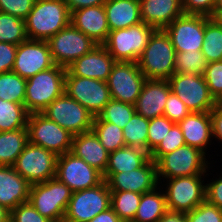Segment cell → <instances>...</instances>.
<instances>
[{
  "instance_id": "obj_2",
  "label": "cell",
  "mask_w": 222,
  "mask_h": 222,
  "mask_svg": "<svg viewBox=\"0 0 222 222\" xmlns=\"http://www.w3.org/2000/svg\"><path fill=\"white\" fill-rule=\"evenodd\" d=\"M176 50L165 30H155L137 63L146 79L168 80L174 74Z\"/></svg>"
},
{
  "instance_id": "obj_56",
  "label": "cell",
  "mask_w": 222,
  "mask_h": 222,
  "mask_svg": "<svg viewBox=\"0 0 222 222\" xmlns=\"http://www.w3.org/2000/svg\"><path fill=\"white\" fill-rule=\"evenodd\" d=\"M215 103L218 106H222V93L215 99Z\"/></svg>"
},
{
  "instance_id": "obj_16",
  "label": "cell",
  "mask_w": 222,
  "mask_h": 222,
  "mask_svg": "<svg viewBox=\"0 0 222 222\" xmlns=\"http://www.w3.org/2000/svg\"><path fill=\"white\" fill-rule=\"evenodd\" d=\"M145 81L137 62L116 61L107 84L112 99L135 105Z\"/></svg>"
},
{
  "instance_id": "obj_38",
  "label": "cell",
  "mask_w": 222,
  "mask_h": 222,
  "mask_svg": "<svg viewBox=\"0 0 222 222\" xmlns=\"http://www.w3.org/2000/svg\"><path fill=\"white\" fill-rule=\"evenodd\" d=\"M207 64L201 50L176 52L174 73L203 75Z\"/></svg>"
},
{
  "instance_id": "obj_43",
  "label": "cell",
  "mask_w": 222,
  "mask_h": 222,
  "mask_svg": "<svg viewBox=\"0 0 222 222\" xmlns=\"http://www.w3.org/2000/svg\"><path fill=\"white\" fill-rule=\"evenodd\" d=\"M9 222H53V221L38 213L37 210L28 201L19 204L16 208L10 211Z\"/></svg>"
},
{
  "instance_id": "obj_26",
  "label": "cell",
  "mask_w": 222,
  "mask_h": 222,
  "mask_svg": "<svg viewBox=\"0 0 222 222\" xmlns=\"http://www.w3.org/2000/svg\"><path fill=\"white\" fill-rule=\"evenodd\" d=\"M178 125L183 132L185 144L204 152L211 136L213 137L210 112H191Z\"/></svg>"
},
{
  "instance_id": "obj_1",
  "label": "cell",
  "mask_w": 222,
  "mask_h": 222,
  "mask_svg": "<svg viewBox=\"0 0 222 222\" xmlns=\"http://www.w3.org/2000/svg\"><path fill=\"white\" fill-rule=\"evenodd\" d=\"M71 13L65 0H35L24 19L26 35L31 40H45L70 24Z\"/></svg>"
},
{
  "instance_id": "obj_48",
  "label": "cell",
  "mask_w": 222,
  "mask_h": 222,
  "mask_svg": "<svg viewBox=\"0 0 222 222\" xmlns=\"http://www.w3.org/2000/svg\"><path fill=\"white\" fill-rule=\"evenodd\" d=\"M18 45L0 42V73L12 71Z\"/></svg>"
},
{
  "instance_id": "obj_22",
  "label": "cell",
  "mask_w": 222,
  "mask_h": 222,
  "mask_svg": "<svg viewBox=\"0 0 222 222\" xmlns=\"http://www.w3.org/2000/svg\"><path fill=\"white\" fill-rule=\"evenodd\" d=\"M70 23L98 45L106 42L110 32L104 5L74 10Z\"/></svg>"
},
{
  "instance_id": "obj_12",
  "label": "cell",
  "mask_w": 222,
  "mask_h": 222,
  "mask_svg": "<svg viewBox=\"0 0 222 222\" xmlns=\"http://www.w3.org/2000/svg\"><path fill=\"white\" fill-rule=\"evenodd\" d=\"M168 81L171 91L190 112H211L216 105L203 75L174 73Z\"/></svg>"
},
{
  "instance_id": "obj_9",
  "label": "cell",
  "mask_w": 222,
  "mask_h": 222,
  "mask_svg": "<svg viewBox=\"0 0 222 222\" xmlns=\"http://www.w3.org/2000/svg\"><path fill=\"white\" fill-rule=\"evenodd\" d=\"M58 156L49 150L27 143L13 165L28 183H42L55 178Z\"/></svg>"
},
{
  "instance_id": "obj_45",
  "label": "cell",
  "mask_w": 222,
  "mask_h": 222,
  "mask_svg": "<svg viewBox=\"0 0 222 222\" xmlns=\"http://www.w3.org/2000/svg\"><path fill=\"white\" fill-rule=\"evenodd\" d=\"M190 113L185 104L171 91L166 101L163 116H166L171 122L178 124Z\"/></svg>"
},
{
  "instance_id": "obj_35",
  "label": "cell",
  "mask_w": 222,
  "mask_h": 222,
  "mask_svg": "<svg viewBox=\"0 0 222 222\" xmlns=\"http://www.w3.org/2000/svg\"><path fill=\"white\" fill-rule=\"evenodd\" d=\"M26 81L14 71L0 73V99L24 105Z\"/></svg>"
},
{
  "instance_id": "obj_33",
  "label": "cell",
  "mask_w": 222,
  "mask_h": 222,
  "mask_svg": "<svg viewBox=\"0 0 222 222\" xmlns=\"http://www.w3.org/2000/svg\"><path fill=\"white\" fill-rule=\"evenodd\" d=\"M148 126L149 119L135 113L122 129L126 146L142 149L150 155L147 147Z\"/></svg>"
},
{
  "instance_id": "obj_3",
  "label": "cell",
  "mask_w": 222,
  "mask_h": 222,
  "mask_svg": "<svg viewBox=\"0 0 222 222\" xmlns=\"http://www.w3.org/2000/svg\"><path fill=\"white\" fill-rule=\"evenodd\" d=\"M66 71L55 65L27 79L24 106L30 114L41 113L65 92Z\"/></svg>"
},
{
  "instance_id": "obj_7",
  "label": "cell",
  "mask_w": 222,
  "mask_h": 222,
  "mask_svg": "<svg viewBox=\"0 0 222 222\" xmlns=\"http://www.w3.org/2000/svg\"><path fill=\"white\" fill-rule=\"evenodd\" d=\"M111 207V191L106 181L96 187L72 192L63 222H89Z\"/></svg>"
},
{
  "instance_id": "obj_20",
  "label": "cell",
  "mask_w": 222,
  "mask_h": 222,
  "mask_svg": "<svg viewBox=\"0 0 222 222\" xmlns=\"http://www.w3.org/2000/svg\"><path fill=\"white\" fill-rule=\"evenodd\" d=\"M116 60L109 54L104 45H97L87 54L81 56L67 67V70L78 77H86L107 82Z\"/></svg>"
},
{
  "instance_id": "obj_44",
  "label": "cell",
  "mask_w": 222,
  "mask_h": 222,
  "mask_svg": "<svg viewBox=\"0 0 222 222\" xmlns=\"http://www.w3.org/2000/svg\"><path fill=\"white\" fill-rule=\"evenodd\" d=\"M203 77L211 95L216 99L222 93V61L208 63Z\"/></svg>"
},
{
  "instance_id": "obj_4",
  "label": "cell",
  "mask_w": 222,
  "mask_h": 222,
  "mask_svg": "<svg viewBox=\"0 0 222 222\" xmlns=\"http://www.w3.org/2000/svg\"><path fill=\"white\" fill-rule=\"evenodd\" d=\"M72 191L56 177L30 186L29 202L42 216L63 222Z\"/></svg>"
},
{
  "instance_id": "obj_15",
  "label": "cell",
  "mask_w": 222,
  "mask_h": 222,
  "mask_svg": "<svg viewBox=\"0 0 222 222\" xmlns=\"http://www.w3.org/2000/svg\"><path fill=\"white\" fill-rule=\"evenodd\" d=\"M202 175L183 176L169 179L165 191L168 211L187 213L206 200V186Z\"/></svg>"
},
{
  "instance_id": "obj_34",
  "label": "cell",
  "mask_w": 222,
  "mask_h": 222,
  "mask_svg": "<svg viewBox=\"0 0 222 222\" xmlns=\"http://www.w3.org/2000/svg\"><path fill=\"white\" fill-rule=\"evenodd\" d=\"M92 130L109 153L126 147L123 130L116 124L102 121L96 116L93 120Z\"/></svg>"
},
{
  "instance_id": "obj_17",
  "label": "cell",
  "mask_w": 222,
  "mask_h": 222,
  "mask_svg": "<svg viewBox=\"0 0 222 222\" xmlns=\"http://www.w3.org/2000/svg\"><path fill=\"white\" fill-rule=\"evenodd\" d=\"M176 52L202 50L205 33V16L183 14L165 29Z\"/></svg>"
},
{
  "instance_id": "obj_32",
  "label": "cell",
  "mask_w": 222,
  "mask_h": 222,
  "mask_svg": "<svg viewBox=\"0 0 222 222\" xmlns=\"http://www.w3.org/2000/svg\"><path fill=\"white\" fill-rule=\"evenodd\" d=\"M208 63L222 61V25L212 17L205 16V33L202 46Z\"/></svg>"
},
{
  "instance_id": "obj_57",
  "label": "cell",
  "mask_w": 222,
  "mask_h": 222,
  "mask_svg": "<svg viewBox=\"0 0 222 222\" xmlns=\"http://www.w3.org/2000/svg\"><path fill=\"white\" fill-rule=\"evenodd\" d=\"M222 9V0H216L215 10Z\"/></svg>"
},
{
  "instance_id": "obj_54",
  "label": "cell",
  "mask_w": 222,
  "mask_h": 222,
  "mask_svg": "<svg viewBox=\"0 0 222 222\" xmlns=\"http://www.w3.org/2000/svg\"><path fill=\"white\" fill-rule=\"evenodd\" d=\"M10 211L0 204V222H9Z\"/></svg>"
},
{
  "instance_id": "obj_49",
  "label": "cell",
  "mask_w": 222,
  "mask_h": 222,
  "mask_svg": "<svg viewBox=\"0 0 222 222\" xmlns=\"http://www.w3.org/2000/svg\"><path fill=\"white\" fill-rule=\"evenodd\" d=\"M206 201L222 209V177L206 185Z\"/></svg>"
},
{
  "instance_id": "obj_24",
  "label": "cell",
  "mask_w": 222,
  "mask_h": 222,
  "mask_svg": "<svg viewBox=\"0 0 222 222\" xmlns=\"http://www.w3.org/2000/svg\"><path fill=\"white\" fill-rule=\"evenodd\" d=\"M30 186L13 166L0 165V204L8 211L28 202Z\"/></svg>"
},
{
  "instance_id": "obj_10",
  "label": "cell",
  "mask_w": 222,
  "mask_h": 222,
  "mask_svg": "<svg viewBox=\"0 0 222 222\" xmlns=\"http://www.w3.org/2000/svg\"><path fill=\"white\" fill-rule=\"evenodd\" d=\"M205 152L200 149L183 145L176 150L164 154L157 162L158 179L183 176L203 175L208 167L205 163Z\"/></svg>"
},
{
  "instance_id": "obj_27",
  "label": "cell",
  "mask_w": 222,
  "mask_h": 222,
  "mask_svg": "<svg viewBox=\"0 0 222 222\" xmlns=\"http://www.w3.org/2000/svg\"><path fill=\"white\" fill-rule=\"evenodd\" d=\"M104 8L110 31L128 28L142 22L139 0H108Z\"/></svg>"
},
{
  "instance_id": "obj_42",
  "label": "cell",
  "mask_w": 222,
  "mask_h": 222,
  "mask_svg": "<svg viewBox=\"0 0 222 222\" xmlns=\"http://www.w3.org/2000/svg\"><path fill=\"white\" fill-rule=\"evenodd\" d=\"M187 222H222V211L206 200L186 213Z\"/></svg>"
},
{
  "instance_id": "obj_14",
  "label": "cell",
  "mask_w": 222,
  "mask_h": 222,
  "mask_svg": "<svg viewBox=\"0 0 222 222\" xmlns=\"http://www.w3.org/2000/svg\"><path fill=\"white\" fill-rule=\"evenodd\" d=\"M55 177L72 192L96 187L104 181L100 171L71 151L58 156Z\"/></svg>"
},
{
  "instance_id": "obj_11",
  "label": "cell",
  "mask_w": 222,
  "mask_h": 222,
  "mask_svg": "<svg viewBox=\"0 0 222 222\" xmlns=\"http://www.w3.org/2000/svg\"><path fill=\"white\" fill-rule=\"evenodd\" d=\"M55 65L67 68L98 44L71 23L47 40Z\"/></svg>"
},
{
  "instance_id": "obj_23",
  "label": "cell",
  "mask_w": 222,
  "mask_h": 222,
  "mask_svg": "<svg viewBox=\"0 0 222 222\" xmlns=\"http://www.w3.org/2000/svg\"><path fill=\"white\" fill-rule=\"evenodd\" d=\"M143 23L156 30L165 29L184 14L182 0H139Z\"/></svg>"
},
{
  "instance_id": "obj_29",
  "label": "cell",
  "mask_w": 222,
  "mask_h": 222,
  "mask_svg": "<svg viewBox=\"0 0 222 222\" xmlns=\"http://www.w3.org/2000/svg\"><path fill=\"white\" fill-rule=\"evenodd\" d=\"M27 143V129L0 132V165L13 166Z\"/></svg>"
},
{
  "instance_id": "obj_8",
  "label": "cell",
  "mask_w": 222,
  "mask_h": 222,
  "mask_svg": "<svg viewBox=\"0 0 222 222\" xmlns=\"http://www.w3.org/2000/svg\"><path fill=\"white\" fill-rule=\"evenodd\" d=\"M41 113L73 136L92 130L94 116L66 92Z\"/></svg>"
},
{
  "instance_id": "obj_41",
  "label": "cell",
  "mask_w": 222,
  "mask_h": 222,
  "mask_svg": "<svg viewBox=\"0 0 222 222\" xmlns=\"http://www.w3.org/2000/svg\"><path fill=\"white\" fill-rule=\"evenodd\" d=\"M166 116L149 120L147 147L152 152L174 125Z\"/></svg>"
},
{
  "instance_id": "obj_30",
  "label": "cell",
  "mask_w": 222,
  "mask_h": 222,
  "mask_svg": "<svg viewBox=\"0 0 222 222\" xmlns=\"http://www.w3.org/2000/svg\"><path fill=\"white\" fill-rule=\"evenodd\" d=\"M167 211L165 194L154 189L142 194L137 212L131 222H158Z\"/></svg>"
},
{
  "instance_id": "obj_51",
  "label": "cell",
  "mask_w": 222,
  "mask_h": 222,
  "mask_svg": "<svg viewBox=\"0 0 222 222\" xmlns=\"http://www.w3.org/2000/svg\"><path fill=\"white\" fill-rule=\"evenodd\" d=\"M108 0H65L69 12L85 7L104 5Z\"/></svg>"
},
{
  "instance_id": "obj_25",
  "label": "cell",
  "mask_w": 222,
  "mask_h": 222,
  "mask_svg": "<svg viewBox=\"0 0 222 222\" xmlns=\"http://www.w3.org/2000/svg\"><path fill=\"white\" fill-rule=\"evenodd\" d=\"M71 152L102 174L105 173L109 152L100 143L93 130L74 135Z\"/></svg>"
},
{
  "instance_id": "obj_28",
  "label": "cell",
  "mask_w": 222,
  "mask_h": 222,
  "mask_svg": "<svg viewBox=\"0 0 222 222\" xmlns=\"http://www.w3.org/2000/svg\"><path fill=\"white\" fill-rule=\"evenodd\" d=\"M150 155L142 149L123 147L109 153L108 165L103 174L106 181L112 174L132 171L141 167Z\"/></svg>"
},
{
  "instance_id": "obj_36",
  "label": "cell",
  "mask_w": 222,
  "mask_h": 222,
  "mask_svg": "<svg viewBox=\"0 0 222 222\" xmlns=\"http://www.w3.org/2000/svg\"><path fill=\"white\" fill-rule=\"evenodd\" d=\"M142 194L131 191H111V208L123 222L132 221Z\"/></svg>"
},
{
  "instance_id": "obj_13",
  "label": "cell",
  "mask_w": 222,
  "mask_h": 222,
  "mask_svg": "<svg viewBox=\"0 0 222 222\" xmlns=\"http://www.w3.org/2000/svg\"><path fill=\"white\" fill-rule=\"evenodd\" d=\"M65 92L94 117L98 116L112 99L107 82L73 76L68 70L65 74Z\"/></svg>"
},
{
  "instance_id": "obj_47",
  "label": "cell",
  "mask_w": 222,
  "mask_h": 222,
  "mask_svg": "<svg viewBox=\"0 0 222 222\" xmlns=\"http://www.w3.org/2000/svg\"><path fill=\"white\" fill-rule=\"evenodd\" d=\"M216 0H182L184 14L213 17Z\"/></svg>"
},
{
  "instance_id": "obj_40",
  "label": "cell",
  "mask_w": 222,
  "mask_h": 222,
  "mask_svg": "<svg viewBox=\"0 0 222 222\" xmlns=\"http://www.w3.org/2000/svg\"><path fill=\"white\" fill-rule=\"evenodd\" d=\"M185 145L183 132L178 124H174L164 139L151 152L150 158L157 162L164 154L170 153Z\"/></svg>"
},
{
  "instance_id": "obj_18",
  "label": "cell",
  "mask_w": 222,
  "mask_h": 222,
  "mask_svg": "<svg viewBox=\"0 0 222 222\" xmlns=\"http://www.w3.org/2000/svg\"><path fill=\"white\" fill-rule=\"evenodd\" d=\"M54 66L47 41L27 39L18 45L12 71L28 79Z\"/></svg>"
},
{
  "instance_id": "obj_46",
  "label": "cell",
  "mask_w": 222,
  "mask_h": 222,
  "mask_svg": "<svg viewBox=\"0 0 222 222\" xmlns=\"http://www.w3.org/2000/svg\"><path fill=\"white\" fill-rule=\"evenodd\" d=\"M35 0H0V12L25 19L33 8Z\"/></svg>"
},
{
  "instance_id": "obj_52",
  "label": "cell",
  "mask_w": 222,
  "mask_h": 222,
  "mask_svg": "<svg viewBox=\"0 0 222 222\" xmlns=\"http://www.w3.org/2000/svg\"><path fill=\"white\" fill-rule=\"evenodd\" d=\"M89 222H123L119 216L110 207L109 209L102 211L97 216H95Z\"/></svg>"
},
{
  "instance_id": "obj_55",
  "label": "cell",
  "mask_w": 222,
  "mask_h": 222,
  "mask_svg": "<svg viewBox=\"0 0 222 222\" xmlns=\"http://www.w3.org/2000/svg\"><path fill=\"white\" fill-rule=\"evenodd\" d=\"M212 18L215 19L220 25H222V9L214 10V15Z\"/></svg>"
},
{
  "instance_id": "obj_53",
  "label": "cell",
  "mask_w": 222,
  "mask_h": 222,
  "mask_svg": "<svg viewBox=\"0 0 222 222\" xmlns=\"http://www.w3.org/2000/svg\"><path fill=\"white\" fill-rule=\"evenodd\" d=\"M158 222H187L186 213L167 211Z\"/></svg>"
},
{
  "instance_id": "obj_5",
  "label": "cell",
  "mask_w": 222,
  "mask_h": 222,
  "mask_svg": "<svg viewBox=\"0 0 222 222\" xmlns=\"http://www.w3.org/2000/svg\"><path fill=\"white\" fill-rule=\"evenodd\" d=\"M156 29L143 22L110 31L103 44L116 61L137 62Z\"/></svg>"
},
{
  "instance_id": "obj_6",
  "label": "cell",
  "mask_w": 222,
  "mask_h": 222,
  "mask_svg": "<svg viewBox=\"0 0 222 222\" xmlns=\"http://www.w3.org/2000/svg\"><path fill=\"white\" fill-rule=\"evenodd\" d=\"M26 128L29 143L41 146L57 156L72 149L73 135L42 113H31Z\"/></svg>"
},
{
  "instance_id": "obj_21",
  "label": "cell",
  "mask_w": 222,
  "mask_h": 222,
  "mask_svg": "<svg viewBox=\"0 0 222 222\" xmlns=\"http://www.w3.org/2000/svg\"><path fill=\"white\" fill-rule=\"evenodd\" d=\"M171 87L168 80L146 79L135 103V111L146 119L163 116Z\"/></svg>"
},
{
  "instance_id": "obj_19",
  "label": "cell",
  "mask_w": 222,
  "mask_h": 222,
  "mask_svg": "<svg viewBox=\"0 0 222 222\" xmlns=\"http://www.w3.org/2000/svg\"><path fill=\"white\" fill-rule=\"evenodd\" d=\"M158 181L156 162L149 158L135 170L112 174L106 183L110 191H131L143 194L156 189Z\"/></svg>"
},
{
  "instance_id": "obj_39",
  "label": "cell",
  "mask_w": 222,
  "mask_h": 222,
  "mask_svg": "<svg viewBox=\"0 0 222 222\" xmlns=\"http://www.w3.org/2000/svg\"><path fill=\"white\" fill-rule=\"evenodd\" d=\"M135 113L134 105L111 99L98 117L123 129Z\"/></svg>"
},
{
  "instance_id": "obj_37",
  "label": "cell",
  "mask_w": 222,
  "mask_h": 222,
  "mask_svg": "<svg viewBox=\"0 0 222 222\" xmlns=\"http://www.w3.org/2000/svg\"><path fill=\"white\" fill-rule=\"evenodd\" d=\"M27 39L24 19L0 12V42L19 45Z\"/></svg>"
},
{
  "instance_id": "obj_50",
  "label": "cell",
  "mask_w": 222,
  "mask_h": 222,
  "mask_svg": "<svg viewBox=\"0 0 222 222\" xmlns=\"http://www.w3.org/2000/svg\"><path fill=\"white\" fill-rule=\"evenodd\" d=\"M213 136L222 141V106L215 105L210 112Z\"/></svg>"
},
{
  "instance_id": "obj_31",
  "label": "cell",
  "mask_w": 222,
  "mask_h": 222,
  "mask_svg": "<svg viewBox=\"0 0 222 222\" xmlns=\"http://www.w3.org/2000/svg\"><path fill=\"white\" fill-rule=\"evenodd\" d=\"M29 115L24 105L0 99V132L27 129Z\"/></svg>"
}]
</instances>
